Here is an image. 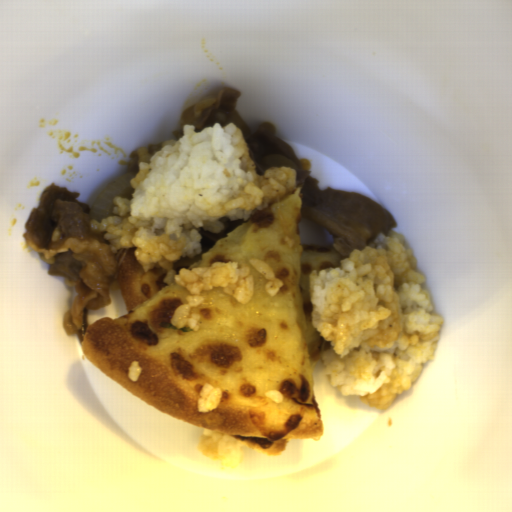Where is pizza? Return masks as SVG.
Here are the masks:
<instances>
[{"instance_id": "dd6c1bee", "label": "pizza", "mask_w": 512, "mask_h": 512, "mask_svg": "<svg viewBox=\"0 0 512 512\" xmlns=\"http://www.w3.org/2000/svg\"><path fill=\"white\" fill-rule=\"evenodd\" d=\"M300 192L295 187L247 220L221 218L224 230L218 234L200 228L201 254L174 262L176 275L215 262H236L252 275L247 303L224 287L202 289L203 302L189 311L199 316L197 330L172 323L175 309L189 303L187 288L166 283L160 266L145 271L135 245L123 247L117 281L127 313L87 326L81 339L87 359L147 405L242 446L277 456L291 440L321 439L312 371L331 343L313 327L310 275L339 266L350 254L303 241ZM257 258L284 284L272 297L249 263ZM133 360L142 368L134 383L128 378ZM205 383L222 395L217 408L199 413ZM273 389L283 395L282 404L265 396Z\"/></svg>"}]
</instances>
